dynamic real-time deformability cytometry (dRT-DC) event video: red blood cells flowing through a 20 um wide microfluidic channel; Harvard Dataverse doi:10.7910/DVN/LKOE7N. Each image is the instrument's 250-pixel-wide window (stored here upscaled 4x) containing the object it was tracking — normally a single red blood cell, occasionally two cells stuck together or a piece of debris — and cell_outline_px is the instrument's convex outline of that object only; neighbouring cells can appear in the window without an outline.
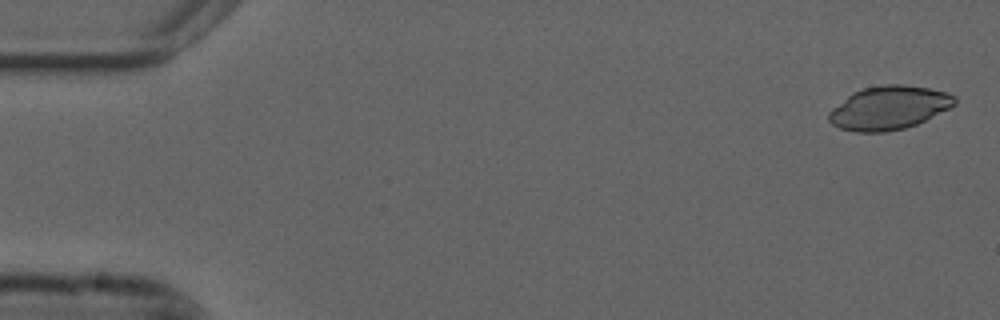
{"species": "common noctule bat (a hibernating species)", "species_latin": "Nyctalus noctula", "temperature_condition": "cold", "stored_images_in_passage": 55, "camera_frame_rate_fps": 3000, "um_per_image_px": 0.085, "animal": {"sex": "male", "forearm_length_mm": 52.5}, "frame": {"image": 1, "passage_image": 2, "time_ms": 0.333, "image_size_px": [1000, 320], "cell_outline_px": [[956, 104], [916, 124], [904, 128], [884, 132], [856, 132], [840, 128], [832, 124], [828, 120], [828, 112], [832, 108], [852, 92], [864, 88], [888, 84], [904, 84], [928, 88], [944, 92], [956, 96]], "centroid_in_image_um": [75.52, 9.16], "position_along_channel_um": 9.5, "area_um2": 31.67}}